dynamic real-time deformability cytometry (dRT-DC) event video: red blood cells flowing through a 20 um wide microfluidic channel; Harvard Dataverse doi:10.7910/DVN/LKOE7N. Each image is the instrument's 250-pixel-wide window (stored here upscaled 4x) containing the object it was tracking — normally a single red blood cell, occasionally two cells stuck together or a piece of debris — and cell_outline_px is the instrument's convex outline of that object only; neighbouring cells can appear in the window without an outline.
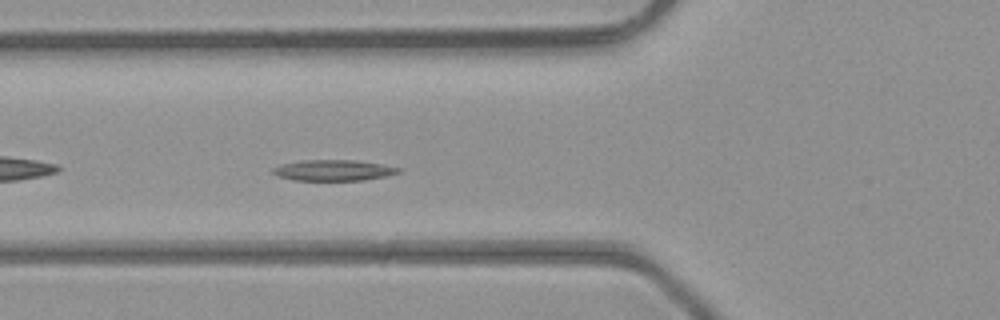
{"species": "common noctule bat (a hibernating species)", "species_latin": "Nyctalus noctula", "temperature_condition": "room temperature", "stored_images_in_passage": 36, "segment_of_instrument_passage": [1, 2], "camera_frame_rate_fps": 3000, "um_per_image_px": 0.085, "animal": {"sex": "male", "body_mass_g": 23.1, "forearm_length_mm": 52.7}, "frame": {"image": 1, "passage_image": 5, "time_ms": 1.333, "image_size_px": [1000, 320], "cell_outline_px": [[400, 172], [388, 176], [364, 180], [292, 180], [276, 176], [272, 172], [272, 168], [284, 164], [304, 160], [356, 160], [384, 164], [400, 168]], "centroid_in_image_um": [28.37, 14.48], "position_along_channel_um": 97.4, "area_um2": 15.32}}
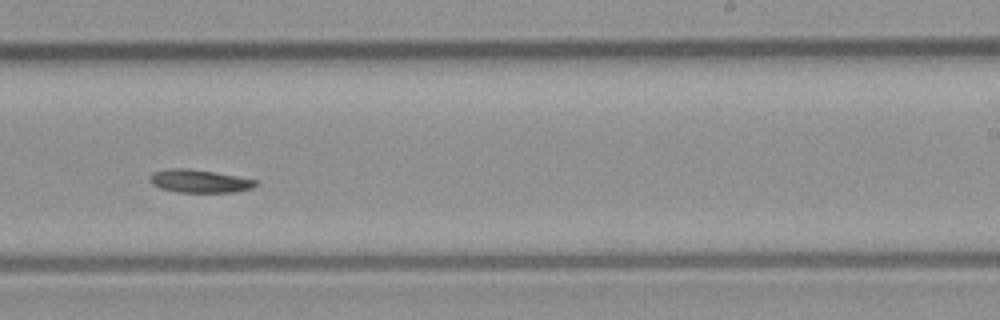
{"frame": {"image": 2, "passage_image": 17, "time_ms": 5.333, "image_size_px": [1000, 320], "cell_outline_px": [[256, 184], [252, 188], [236, 192], [176, 192], [160, 188], [152, 184], [148, 180], [152, 172], [168, 168], [188, 168], [216, 172], [256, 180]], "centroid_in_image_um": [16.9, 15.39], "position_along_channel_um": 272.1, "area_um2": 14.28}}
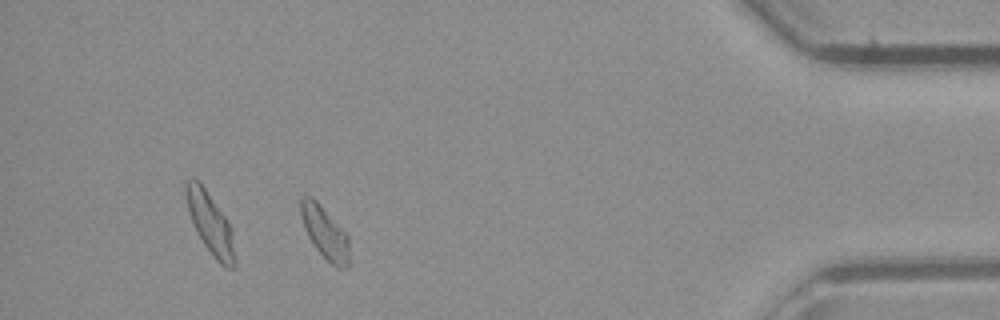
{"frame": {"image": 3, "passage_image": 30, "time_ms": 9.667, "image_size_px": [1000, 320], "cell_outline_px": [[352, 264], [348, 268], [336, 268], [316, 248], [308, 236], [304, 228], [300, 216], [300, 200], [304, 196], [312, 196], [320, 204], [348, 236]], "centroid_in_image_um": [27.65, 19.81], "position_along_channel_um": 407.5, "area_um2": 14.97}}